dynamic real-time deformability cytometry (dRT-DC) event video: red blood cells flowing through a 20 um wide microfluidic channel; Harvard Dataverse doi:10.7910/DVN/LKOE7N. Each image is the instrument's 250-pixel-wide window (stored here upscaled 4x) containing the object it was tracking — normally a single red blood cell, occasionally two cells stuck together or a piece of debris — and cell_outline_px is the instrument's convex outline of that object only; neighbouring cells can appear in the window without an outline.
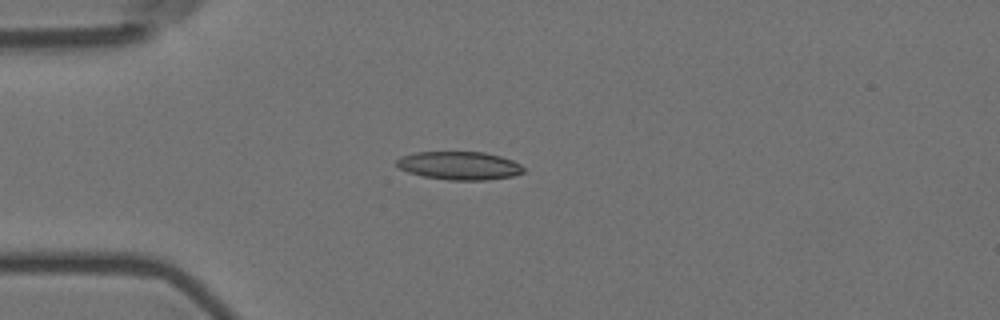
{"species": "Egyptian fruit bat (a non-hibernating species)", "species_latin": "Rousettus aegyptiacus", "temperature_condition": "room temperature", "stored_images_in_passage": 6, "camera_frame_rate_fps": 3000, "um_per_image_px": 0.085, "animal": {"sex": "female"}, "frame": {"image": 1, "passage_image": 4, "time_ms": 1.0, "image_size_px": [1000, 320], "cell_outline_px": [[524, 172], [512, 176], [488, 180], [448, 180], [424, 176], [408, 172], [400, 168], [396, 164], [396, 160], [400, 156], [416, 152], [484, 152], [500, 156], [512, 160], [520, 164], [524, 168]], "centroid_in_image_um": [39.04, 14.07], "position_along_channel_um": 46.0, "area_um2": 20.87}}
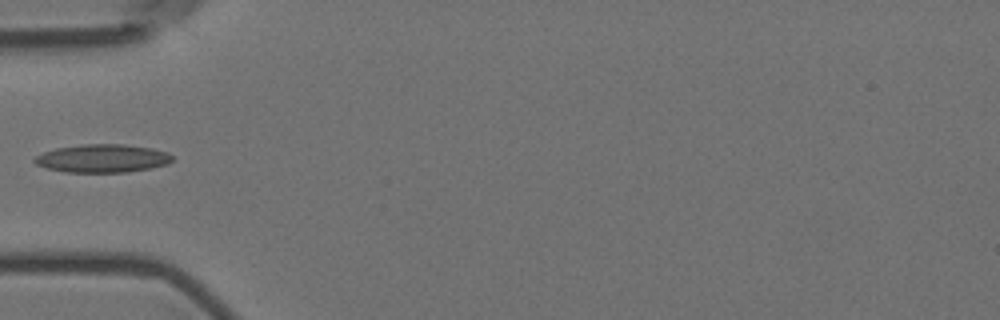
{"frame": {"image": 2, "passage_image": 5, "time_ms": 1.333, "image_size_px": [1000, 320], "cell_outline_px": [[172, 160], [168, 164], [152, 168], [128, 172], [64, 172], [48, 168], [36, 164], [32, 160], [36, 156], [44, 152], [56, 148], [80, 144], [124, 144], [152, 148], [168, 152], [172, 156]], "centroid_in_image_um": [8.72, 13.46], "position_along_channel_um": 76.3, "area_um2": 22.72}}
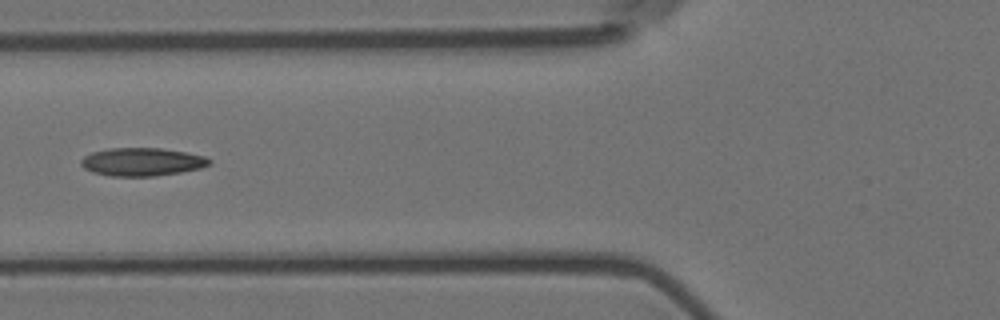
{"frame": {"image": 3, "passage_image": 6, "time_ms": 1.667, "image_size_px": [1000, 320], "cell_outline_px": [[212, 164], [200, 168], [180, 172], [156, 176], [108, 176], [92, 172], [84, 168], [80, 164], [80, 160], [84, 156], [92, 152], [108, 148], [160, 148], [184, 152], [204, 156], [212, 160]], "centroid_in_image_um": [12.05, 13.76], "position_along_channel_um": 113.8, "area_um2": 21.1}}